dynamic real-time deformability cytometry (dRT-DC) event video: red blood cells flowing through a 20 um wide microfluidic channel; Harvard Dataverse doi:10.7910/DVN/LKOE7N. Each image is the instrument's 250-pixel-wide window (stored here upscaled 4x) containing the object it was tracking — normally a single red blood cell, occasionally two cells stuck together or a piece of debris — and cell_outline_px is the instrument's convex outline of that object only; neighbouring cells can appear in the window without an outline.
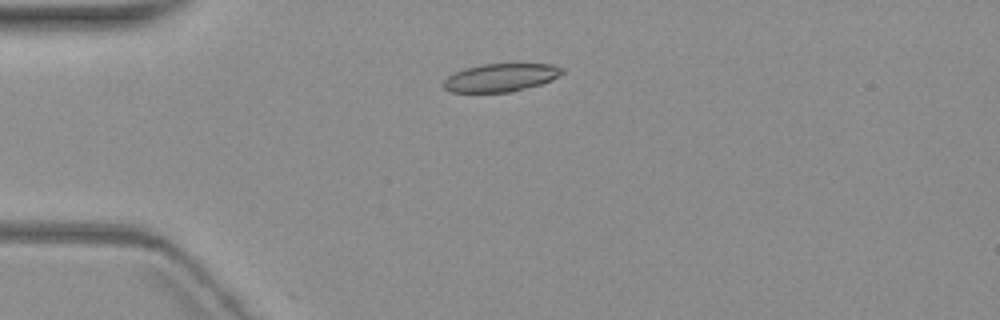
{"species": "common noctule bat (a hibernating species)", "species_latin": "Nyctalus noctula", "temperature_condition": "warm", "stored_images_in_passage": 2, "camera_frame_rate_fps": 3000, "um_per_image_px": 0.085, "animal": {"sex": "female", "body_mass_g": 19.3, "forearm_length_mm": 54.1}, "frame": {"image": 1, "passage_image": 1, "time_ms": 0.0, "image_size_px": [1000, 320], "cell_outline_px": [[564, 72], [560, 76], [552, 80], [540, 84], [512, 92], [452, 92], [444, 88], [444, 80], [452, 72], [464, 68], [484, 64], [552, 64], [564, 68]], "centroid_in_image_um": [42.57, 6.59], "position_along_channel_um": 42.4, "area_um2": 19.48}}